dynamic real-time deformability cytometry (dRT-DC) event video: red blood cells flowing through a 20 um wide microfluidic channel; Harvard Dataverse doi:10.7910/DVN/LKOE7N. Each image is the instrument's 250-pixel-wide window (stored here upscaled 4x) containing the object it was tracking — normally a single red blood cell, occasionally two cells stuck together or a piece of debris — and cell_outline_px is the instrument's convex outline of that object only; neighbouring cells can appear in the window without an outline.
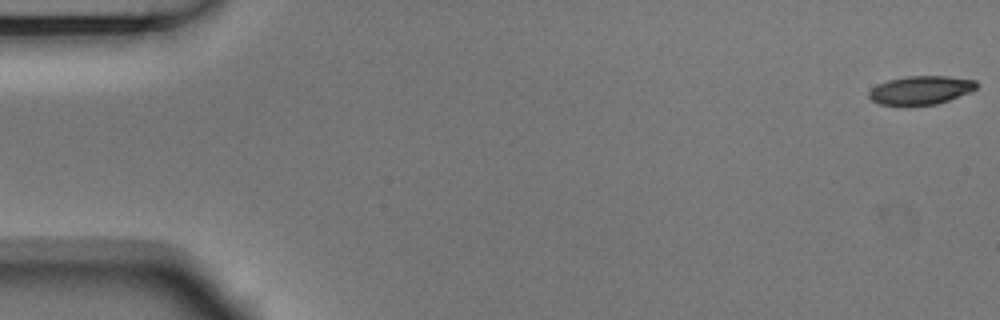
{"species": "Egyptian fruit bat (a non-hibernating species)", "species_latin": "Rousettus aegyptiacus", "temperature_condition": "room temperature", "stored_images_in_passage": 55, "camera_frame_rate_fps": 3000, "um_per_image_px": 0.085, "animal": {"sex": "male"}, "frame": {"image": 1, "passage_image": 1, "time_ms": 0.0, "image_size_px": [1000, 320], "cell_outline_px": [[976, 88], [968, 92], [948, 100], [936, 104], [908, 108], [880, 104], [872, 100], [868, 96], [868, 92], [872, 88], [888, 80], [908, 76], [944, 76], [976, 80]], "centroid_in_image_um": [78.2, 7.7], "position_along_channel_um": 6.8, "area_um2": 18.15}}
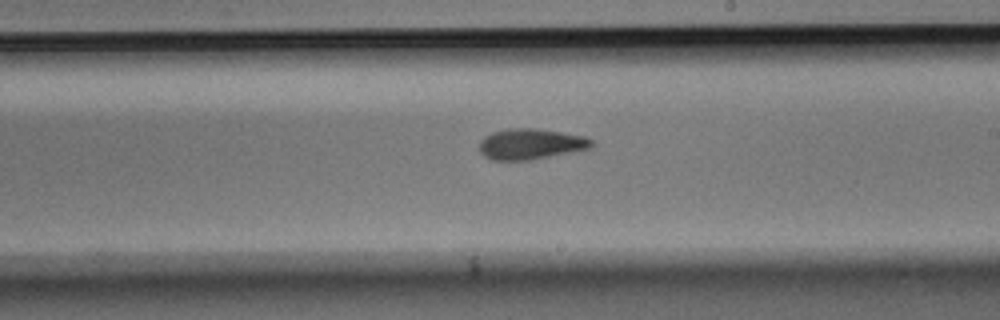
{"frame": {"image": 2, "passage_image": 32, "time_ms": 10.333, "image_size_px": [1000, 320], "cell_outline_px": [[592, 148], [528, 160], [492, 160], [484, 156], [480, 152], [480, 140], [484, 136], [492, 132], [508, 128], [532, 128], [560, 132], [584, 136], [592, 140]], "centroid_in_image_um": [45.07, 12.24], "position_along_channel_um": 243.9, "area_um2": 19.94}}
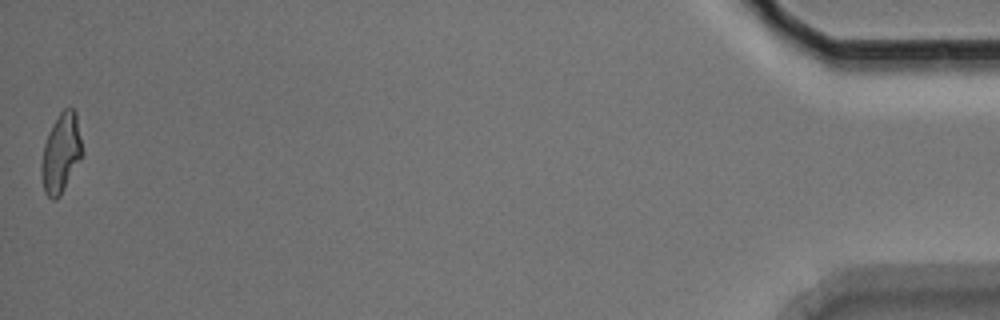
{"frame": {"image": 3, "passage_image": 55, "time_ms": 18.0, "image_size_px": [1000, 320], "cell_outline_px": [[84, 152], [80, 160], [60, 196], [56, 200], [52, 200], [44, 192], [40, 168], [40, 164], [44, 144], [48, 132], [52, 124], [60, 112], [64, 108], [72, 108], [76, 112]], "centroid_in_image_um": [5.18, 13.01], "position_along_channel_um": 430.0, "area_um2": 19.07}, "authors_computed_cell_mechanics": {"area_um2": 19.2474, "velocity_mm_per_s": 3.6694, "shape_relaxation_time_tau1_ms": 3.853, "shape_relaxation_time_tau2_ms": 3.994, "deformation_change_tau1": 0.1385, "deformation_change_tau2": 0.1225}}